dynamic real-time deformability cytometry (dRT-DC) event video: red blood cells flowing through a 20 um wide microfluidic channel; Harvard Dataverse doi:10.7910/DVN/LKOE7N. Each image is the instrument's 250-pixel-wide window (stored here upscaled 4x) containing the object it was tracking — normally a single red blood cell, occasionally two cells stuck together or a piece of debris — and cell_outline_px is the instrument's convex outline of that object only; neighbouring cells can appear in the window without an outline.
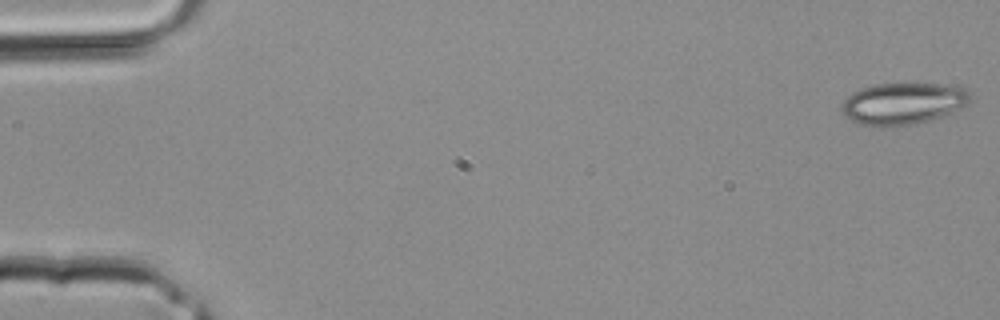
{"species": "common noctule bat (a hibernating species)", "species_latin": "Nyctalus noctula", "temperature_condition": "room temperature", "stored_images_in_passage": 39, "camera_frame_rate_fps": 3000, "um_per_image_px": 0.085, "animal": {"sex": "male", "body_mass_g": 20.4}, "frame": {"image": 1, "passage_image": 1, "time_ms": 0.0, "image_size_px": [1000, 320], "cell_outline_px": [[972, 100], [940, 116], [916, 124], [884, 128], [880, 128], [856, 124], [844, 116], [840, 112], [840, 104], [852, 92], [860, 88], [876, 84], [936, 84], [964, 88], [972, 96]], "centroid_in_image_um": [76.63, 8.83], "position_along_channel_um": 8.4, "area_um2": 31.39}}
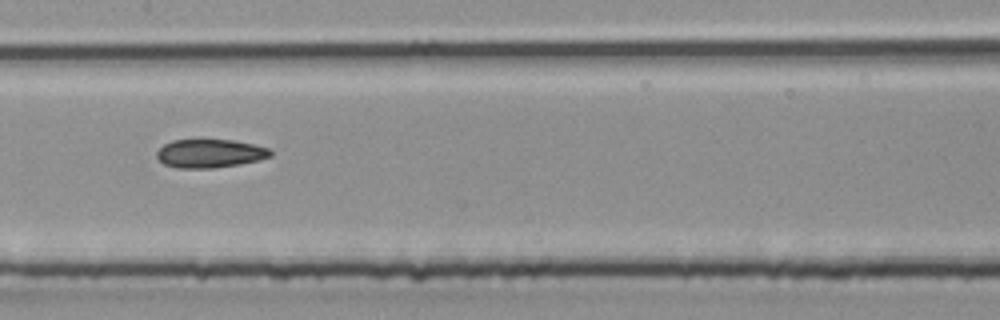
{"frame": {"image": 2, "passage_image": 20, "time_ms": 6.333, "image_size_px": [1000, 320], "cell_outline_px": [[272, 156], [260, 160], [240, 164], [212, 168], [176, 168], [164, 164], [156, 156], [156, 152], [164, 144], [172, 140], [232, 140], [252, 144], [268, 148], [272, 152]], "centroid_in_image_um": [17.84, 13.05], "position_along_channel_um": 189.6, "area_um2": 18.84}}
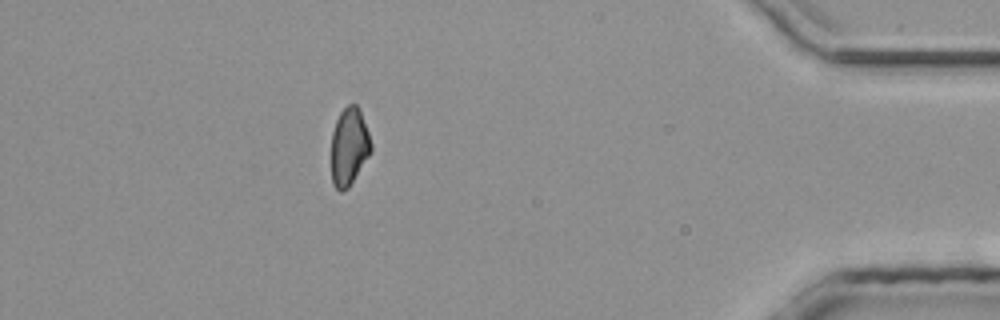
{"frame": {"image": 3, "passage_image": 35, "time_ms": 11.333, "image_size_px": [1000, 320], "cell_outline_px": [[372, 152], [348, 188], [340, 192], [332, 184], [332, 132], [336, 120], [340, 112], [348, 104], [356, 104], [360, 108], [372, 144]], "centroid_in_image_um": [29.69, 12.45], "position_along_channel_um": 405.5, "area_um2": 18.09}}